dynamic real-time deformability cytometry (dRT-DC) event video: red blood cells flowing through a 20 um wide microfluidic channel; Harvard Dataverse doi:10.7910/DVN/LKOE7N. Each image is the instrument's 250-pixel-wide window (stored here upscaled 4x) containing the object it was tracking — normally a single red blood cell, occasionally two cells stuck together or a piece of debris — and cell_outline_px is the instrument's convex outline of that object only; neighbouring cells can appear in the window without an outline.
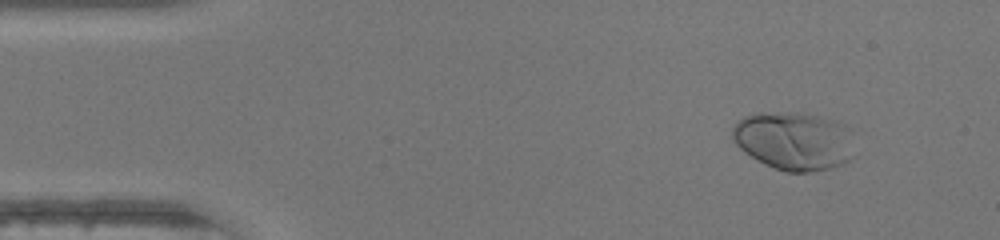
{"species": "human", "species_latin": "Homo sapiens", "temperature_condition": "warm", "stored_images_in_passage": 43, "camera_frame_rate_fps": 3000, "um_per_image_px": 0.085, "donor": {"sex": "female"}, "frame": {"image": 1, "passage_image": 1, "time_ms": 0.0, "image_size_px": [1000, 240], "cell_outline_px": [[856, 156], [844, 164], [832, 168], [812, 172], [784, 172], [756, 160], [744, 152], [732, 140], [732, 128], [736, 120], [744, 116], [756, 112], [800, 112], [836, 120], [844, 124], [848, 128]], "centroid_in_image_um": [67.49, 11.97], "position_along_channel_um": 17.5, "area_um2": 42.43}}
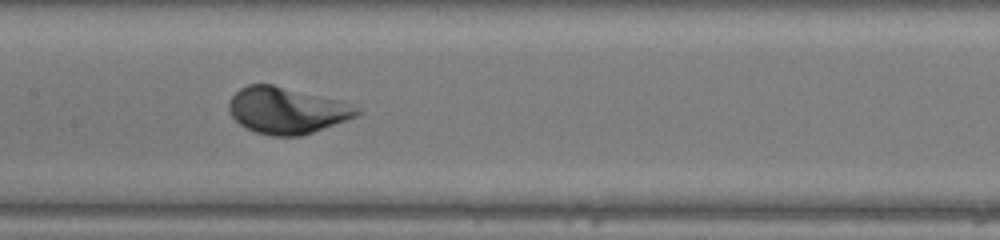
{"frame": {"image": 2, "passage_image": 19, "time_ms": 6.0, "image_size_px": [1000, 240], "cell_outline_px": [[364, 112], [356, 116], [312, 132], [300, 136], [272, 136], [256, 132], [240, 124], [232, 116], [228, 108], [228, 100], [240, 88], [248, 84], [272, 84], [336, 100], [356, 108]], "centroid_in_image_um": [24.3, 9.39], "position_along_channel_um": 183.1, "area_um2": 33.99}}
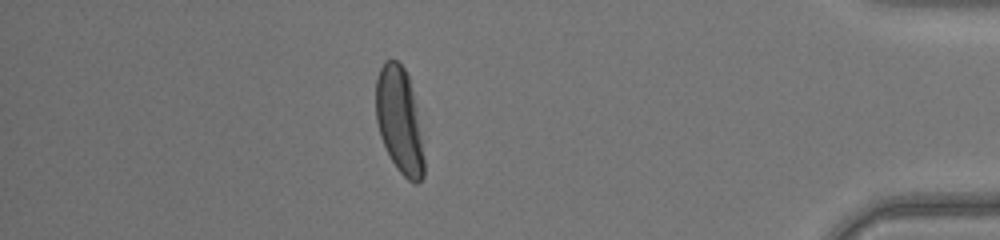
{"frame": {"image": 3, "passage_image": 37, "time_ms": 12.0, "image_size_px": [1000, 240], "cell_outline_px": [[424, 176], [416, 184], [412, 184], [396, 168], [380, 136], [376, 120], [376, 80], [380, 68], [384, 60], [396, 60], [404, 68], [408, 76], [416, 108], [424, 160]], "centroid_in_image_um": [33.93, 10.25], "position_along_channel_um": 401.3, "area_um2": 29.3}}